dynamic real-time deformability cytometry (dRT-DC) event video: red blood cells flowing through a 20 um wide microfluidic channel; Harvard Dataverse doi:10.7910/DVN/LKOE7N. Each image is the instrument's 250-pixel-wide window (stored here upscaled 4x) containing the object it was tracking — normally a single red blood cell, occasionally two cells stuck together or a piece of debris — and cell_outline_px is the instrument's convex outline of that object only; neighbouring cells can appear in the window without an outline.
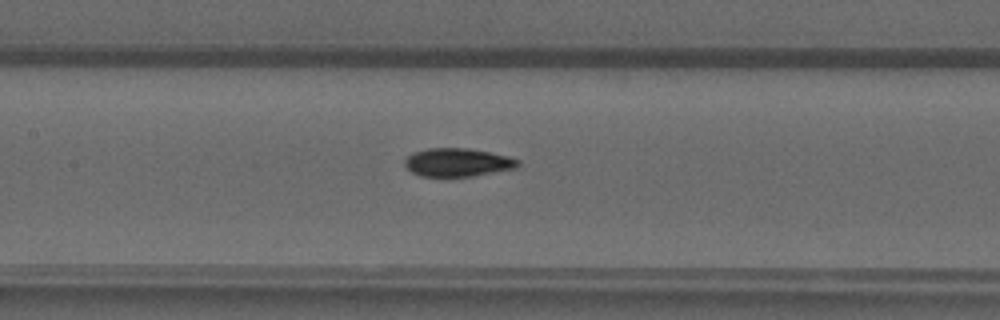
{"species": "common noctule bat (a hibernating species)", "species_latin": "Nyctalus noctula", "temperature_condition": "warm", "stored_images_in_passage": 48, "camera_frame_rate_fps": 3000, "um_per_image_px": 0.085, "animal": {"sex": "male", "forearm_length_mm": 52.5}, "frame": {"image": 1, "passage_image": 23, "time_ms": 7.333, "image_size_px": [1000, 320], "cell_outline_px": [[520, 164], [516, 168], [472, 176], [420, 176], [412, 172], [404, 164], [404, 160], [412, 152], [428, 148], [468, 148], [508, 156], [520, 160]], "centroid_in_image_um": [38.89, 13.79], "position_along_channel_um": 168.5, "area_um2": 18.61}}
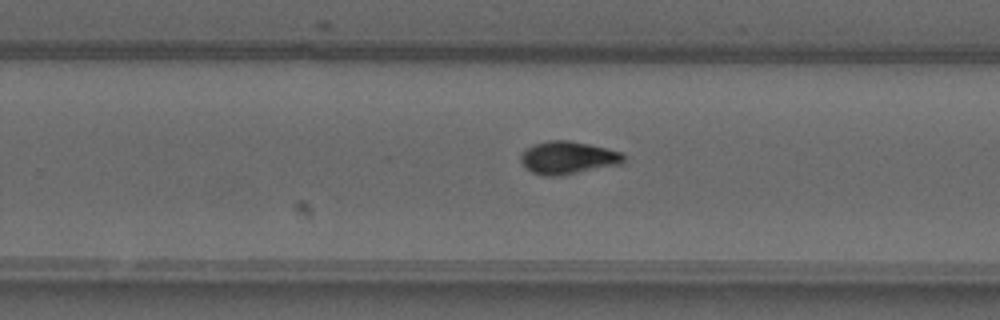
{"frame": {"image": 2, "passage_image": 31, "time_ms": 10.0, "image_size_px": [1000, 320], "cell_outline_px": [[624, 160], [620, 164], [556, 176], [544, 176], [532, 172], [524, 168], [520, 160], [520, 152], [532, 144], [548, 140], [568, 140], [588, 144], [624, 152]], "centroid_in_image_um": [48.21, 13.39], "position_along_channel_um": 281.6, "area_um2": 19.71}}
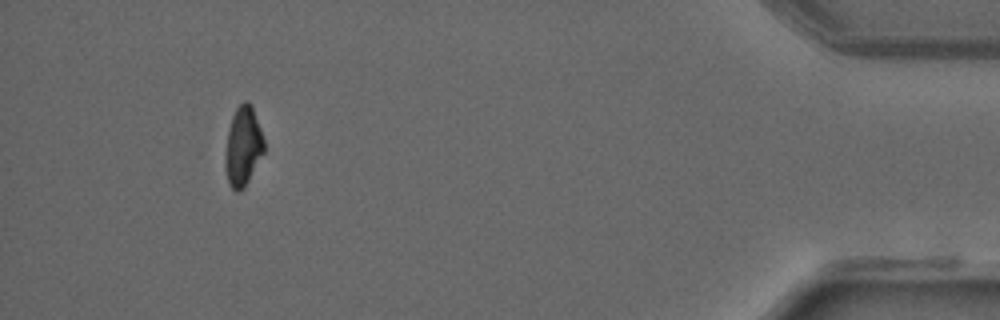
{"frame": {"image": 3, "passage_image": 45, "time_ms": 14.667, "image_size_px": [1000, 320], "cell_outline_px": [[264, 152], [244, 188], [240, 192], [236, 192], [228, 184], [224, 164], [224, 156], [228, 132], [232, 116], [236, 108], [244, 100], [248, 100], [252, 104], [264, 140]], "centroid_in_image_um": [20.65, 12.44], "position_along_channel_um": 414.6, "area_um2": 18.09}}